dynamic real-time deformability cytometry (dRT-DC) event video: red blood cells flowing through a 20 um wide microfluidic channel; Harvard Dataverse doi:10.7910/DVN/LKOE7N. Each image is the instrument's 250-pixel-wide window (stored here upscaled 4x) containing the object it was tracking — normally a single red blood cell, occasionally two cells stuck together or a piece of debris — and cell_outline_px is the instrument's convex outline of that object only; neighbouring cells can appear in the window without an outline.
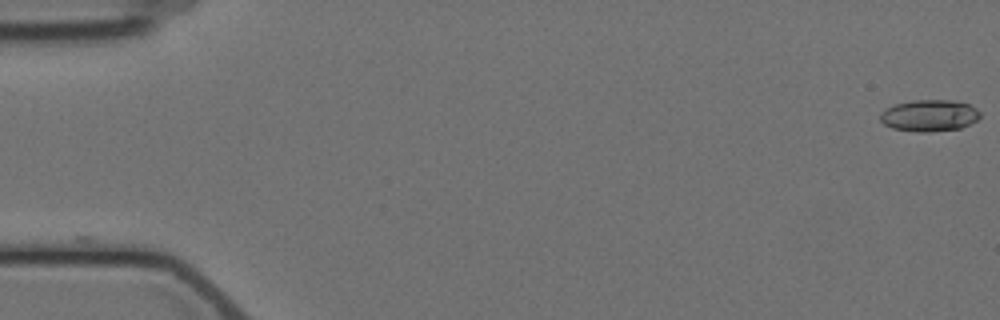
{"species": "Egyptian fruit bat (a non-hibernating species)", "species_latin": "Rousettus aegyptiacus", "temperature_condition": "cold", "stored_images_in_passage": 6, "camera_frame_rate_fps": 3000, "um_per_image_px": 0.085, "animal": {"sex": "female"}, "frame": {"image": 1, "passage_image": 1, "time_ms": 0.0, "image_size_px": [1000, 320], "cell_outline_px": [[980, 116], [976, 120], [960, 128], [928, 132], [916, 132], [892, 128], [884, 124], [880, 120], [880, 112], [884, 108], [896, 104], [912, 100], [952, 100], [968, 104], [976, 108], [980, 112]], "centroid_in_image_um": [78.96, 9.82], "position_along_channel_um": 6.0, "area_um2": 18.44}}
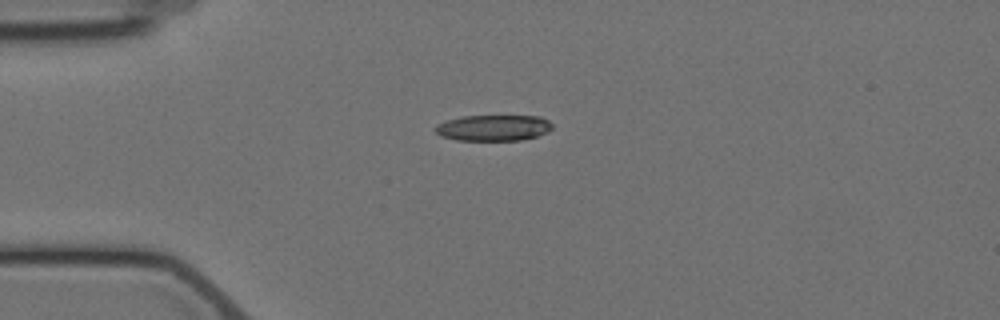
{"frame": {"image": 2, "passage_image": 4, "time_ms": 4.667, "image_size_px": [1000, 320], "cell_outline_px": [[552, 128], [548, 132], [536, 136], [520, 140], [456, 140], [440, 136], [436, 132], [436, 124], [460, 116], [540, 116], [548, 120], [552, 124]], "centroid_in_image_um": [41.94, 10.86], "position_along_channel_um": 43.1, "area_um2": 17.69}}
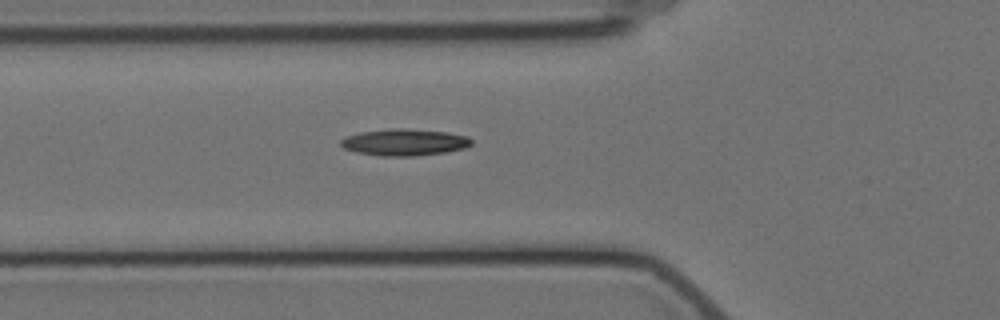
{"frame": {"image": 3, "passage_image": 6, "time_ms": 6.667, "image_size_px": [1000, 320], "cell_outline_px": [[472, 144], [464, 148], [444, 152], [416, 156], [380, 156], [356, 152], [344, 148], [340, 144], [340, 140], [348, 136], [360, 132], [392, 128], [404, 128], [448, 132], [468, 136], [472, 140]], "centroid_in_image_um": [34.39, 12.09], "position_along_channel_um": 91.4, "area_um2": 20.35}}